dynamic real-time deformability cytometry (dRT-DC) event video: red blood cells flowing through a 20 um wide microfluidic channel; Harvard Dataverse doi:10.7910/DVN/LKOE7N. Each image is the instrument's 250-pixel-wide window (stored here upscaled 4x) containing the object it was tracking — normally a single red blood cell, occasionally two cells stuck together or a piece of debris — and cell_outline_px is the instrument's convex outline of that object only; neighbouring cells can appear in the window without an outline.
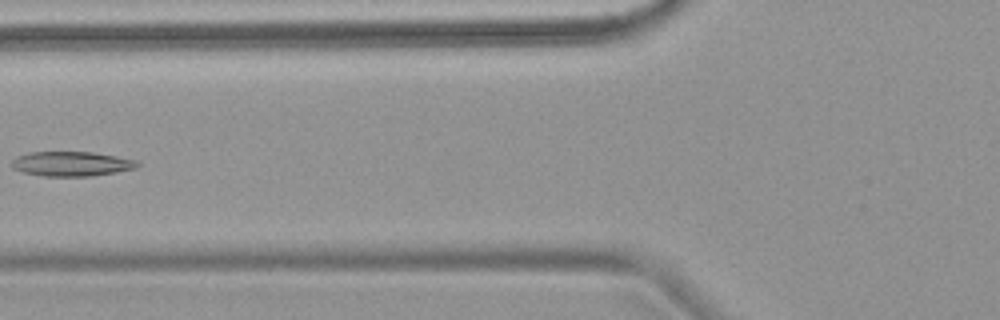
{"species": "common noctule bat (a hibernating species)", "species_latin": "Nyctalus noctula", "temperature_condition": "warm", "stored_images_in_passage": 7, "camera_frame_rate_fps": 3000, "um_per_image_px": 0.085, "animal": {"sex": "female", "body_mass_g": 18.4}, "frame": {"image": 1, "passage_image": 6, "time_ms": 6.667, "image_size_px": [1000, 320], "cell_outline_px": [[140, 164], [136, 168], [116, 172], [92, 176], [44, 176], [24, 172], [12, 168], [12, 160], [16, 156], [28, 152], [92, 152], [140, 160]], "centroid_in_image_um": [6.1, 13.92], "position_along_channel_um": 119.7, "area_um2": 18.15}}
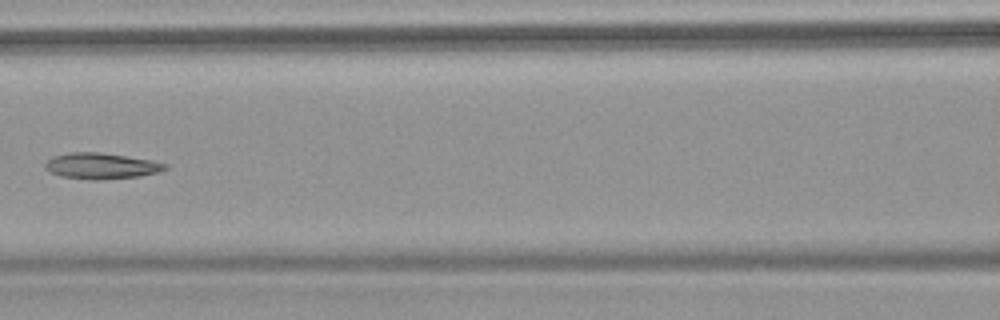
{"frame": {"image": 2, "passage_image": 7, "time_ms": 7.667, "image_size_px": [1000, 320], "cell_outline_px": [[168, 168], [156, 172], [140, 176], [100, 180], [88, 180], [60, 176], [44, 168], [44, 164], [52, 156], [68, 152], [100, 152], [148, 160], [168, 164]], "centroid_in_image_um": [8.55, 14.11], "position_along_channel_um": 158.1, "area_um2": 18.09}}